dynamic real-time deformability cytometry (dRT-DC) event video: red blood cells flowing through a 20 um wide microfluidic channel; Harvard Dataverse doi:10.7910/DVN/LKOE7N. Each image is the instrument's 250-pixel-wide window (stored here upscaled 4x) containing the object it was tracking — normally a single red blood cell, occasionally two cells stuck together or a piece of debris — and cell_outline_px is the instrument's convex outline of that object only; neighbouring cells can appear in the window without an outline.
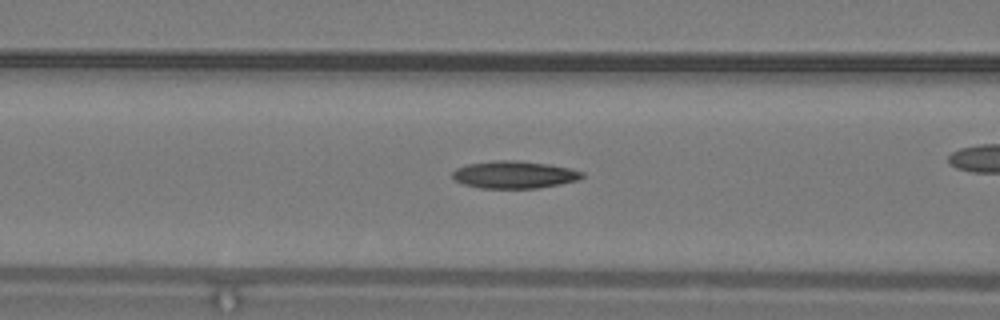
{"species": "common noctule bat (a hibernating species)", "species_latin": "Nyctalus noctula", "temperature_condition": "warm", "stored_images_in_passage": 35, "camera_frame_rate_fps": 3000, "um_per_image_px": 0.085, "animal": {"sex": "male", "body_mass_g": 19.2, "forearm_length_mm": 51.8}, "frame": {"image": 1, "passage_image": 16, "time_ms": 5.0, "image_size_px": [1000, 320], "cell_outline_px": [[584, 176], [580, 180], [560, 184], [536, 188], [480, 188], [464, 184], [456, 180], [452, 176], [452, 172], [456, 168], [468, 164], [496, 160], [516, 160], [548, 164], [568, 168], [584, 172]], "centroid_in_image_um": [43.72, 14.84], "position_along_channel_um": 122.9, "area_um2": 20.63}}